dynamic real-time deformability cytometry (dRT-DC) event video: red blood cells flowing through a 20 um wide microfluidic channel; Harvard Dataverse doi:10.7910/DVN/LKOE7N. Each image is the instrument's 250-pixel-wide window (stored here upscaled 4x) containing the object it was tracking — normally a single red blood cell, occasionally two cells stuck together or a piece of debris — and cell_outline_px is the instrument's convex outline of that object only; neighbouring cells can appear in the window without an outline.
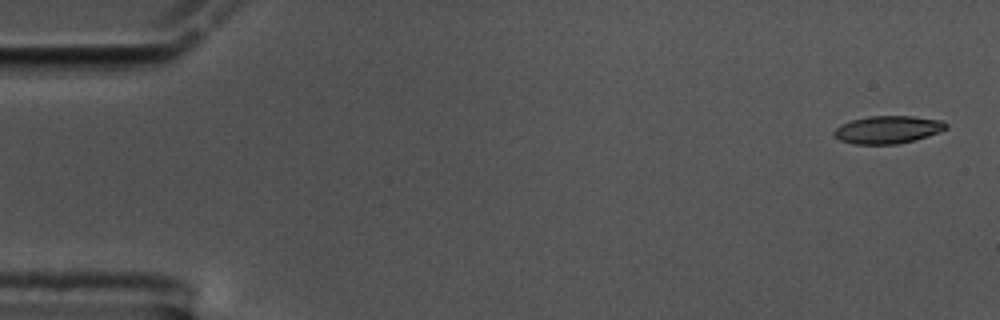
{"species": "common noctule bat (a hibernating species)", "species_latin": "Nyctalus noctula", "temperature_condition": "cold", "stored_images_in_passage": 56, "camera_frame_rate_fps": 3000, "um_per_image_px": 0.085, "animal": {"sex": "male", "body_mass_g": 17.5, "forearm_length_mm": 52.3}, "frame": {"image": 1, "passage_image": 1, "time_ms": 0.0, "image_size_px": [1000, 320], "cell_outline_px": [[948, 128], [940, 132], [916, 140], [896, 144], [852, 144], [840, 140], [832, 132], [840, 124], [852, 120], [868, 116], [912, 116], [944, 120], [948, 124]], "centroid_in_image_um": [75.5, 11.01], "position_along_channel_um": 9.5, "area_um2": 18.26}}
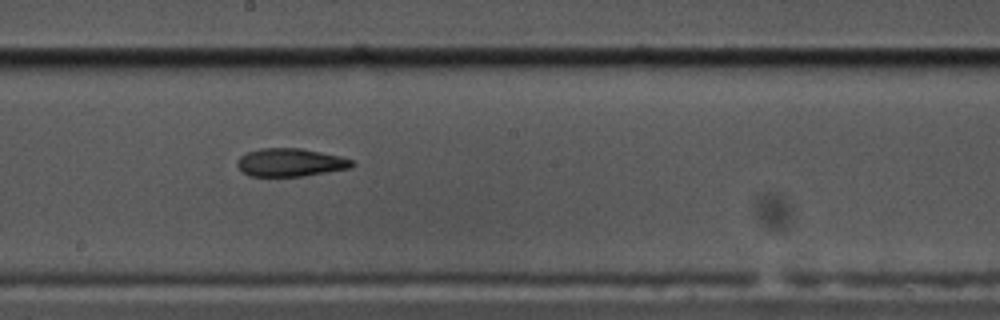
{"frame": {"image": 2, "passage_image": 30, "time_ms": 9.667, "image_size_px": [1000, 320], "cell_outline_px": [[356, 164], [352, 168], [304, 176], [248, 176], [236, 164], [240, 156], [248, 152], [260, 148], [300, 148], [340, 156], [352, 160]], "centroid_in_image_um": [24.71, 13.81], "position_along_channel_um": 223.5, "area_um2": 18.79}}
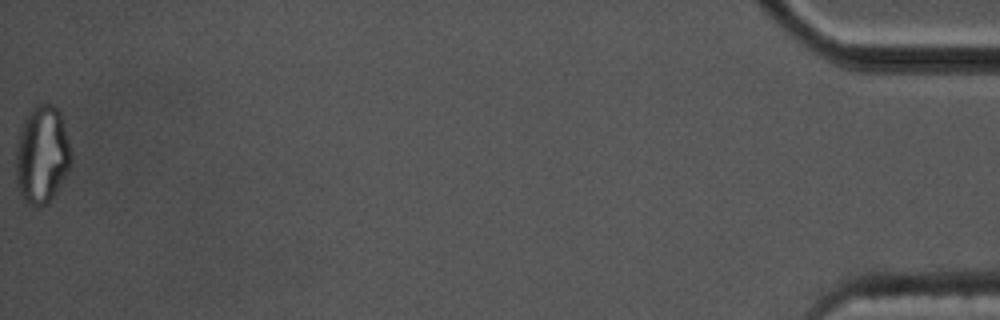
{"frame": {"image": 3, "passage_image": 56, "time_ms": 18.333, "image_size_px": [1000, 320], "cell_outline_px": [[72, 164], [68, 172], [56, 192], [40, 208], [32, 208], [24, 200], [20, 192], [16, 180], [16, 144], [20, 128], [28, 112], [36, 104], [52, 104], [60, 112], [72, 152]], "centroid_in_image_um": [3.57, 13.16], "position_along_channel_um": 431.6, "area_um2": 31.79}, "authors_computed_cell_mechanics": {"area_um2": 19.1896, "velocity_mm_per_s": 3.5489, "shape_relaxation_time_tau1_ms": null, "shape_relaxation_time_tau2_ms": 6.1008, "deformation_change_tau1": null, "deformation_change_tau2": 0.1523}}